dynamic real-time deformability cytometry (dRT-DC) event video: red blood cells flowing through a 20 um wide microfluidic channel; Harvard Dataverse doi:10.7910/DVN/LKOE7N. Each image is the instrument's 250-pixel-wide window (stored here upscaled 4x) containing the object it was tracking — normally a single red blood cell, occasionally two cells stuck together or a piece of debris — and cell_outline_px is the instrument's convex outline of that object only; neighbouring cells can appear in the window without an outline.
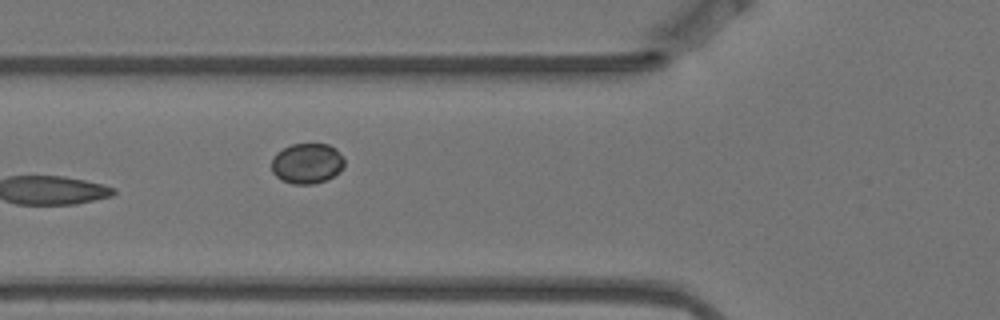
{"species": "Egyptian fruit bat (a non-hibernating species)", "species_latin": "Rousettus aegyptiacus", "temperature_condition": "warm", "stored_images_in_passage": 5, "camera_frame_rate_fps": 3000, "um_per_image_px": 0.085, "animal": {"sex": "female"}, "frame": {"image": 1, "passage_image": 5, "time_ms": 1.333, "image_size_px": [1000, 320], "cell_outline_px": [[344, 164], [340, 172], [324, 180], [312, 184], [292, 184], [280, 180], [272, 172], [272, 156], [276, 152], [292, 144], [328, 144], [336, 148], [344, 156]], "centroid_in_image_um": [26.09, 13.88], "position_along_channel_um": 99.7, "area_um2": 17.28}}